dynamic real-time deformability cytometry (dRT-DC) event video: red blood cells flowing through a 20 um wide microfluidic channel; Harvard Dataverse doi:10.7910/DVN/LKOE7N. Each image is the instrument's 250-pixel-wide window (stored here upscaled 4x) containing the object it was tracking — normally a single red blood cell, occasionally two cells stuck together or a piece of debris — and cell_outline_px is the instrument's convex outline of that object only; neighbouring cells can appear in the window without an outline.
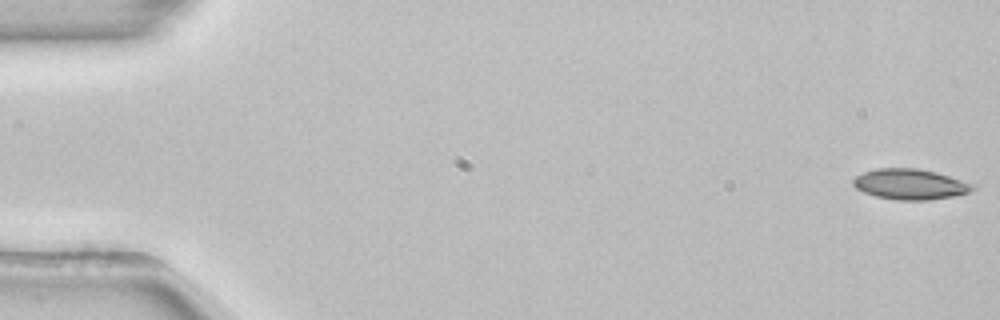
{"species": "common noctule bat (a hibernating species)", "species_latin": "Nyctalus noctula", "temperature_condition": "room temperature", "stored_images_in_passage": 53, "camera_frame_rate_fps": 3000, "um_per_image_px": 0.085, "animal": {"sex": "female", "body_mass_g": 22.7, "forearm_length_mm": 54.2}, "frame": {"image": 1, "passage_image": 1, "time_ms": 0.0, "image_size_px": [1000, 320], "cell_outline_px": [[976, 188], [968, 192], [952, 196], [928, 200], [896, 200], [876, 196], [864, 192], [856, 188], [852, 184], [852, 180], [856, 176], [864, 172], [876, 168], [916, 168], [936, 172], [976, 184]], "centroid_in_image_um": [77.36, 15.65], "position_along_channel_um": 7.6, "area_um2": 21.27}}
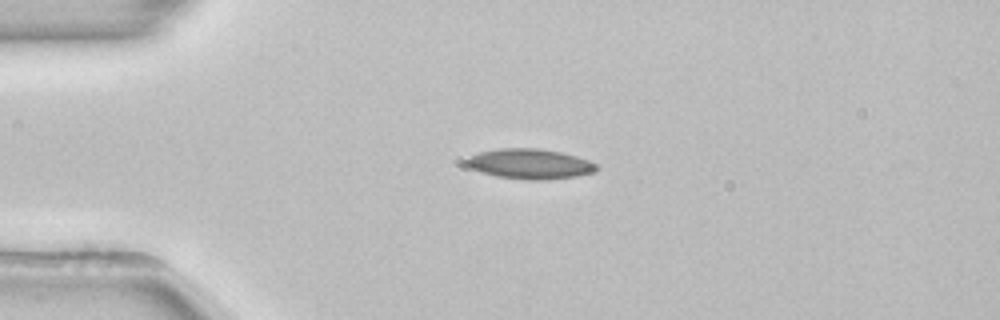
{"frame": {"image": 2, "passage_image": 13, "time_ms": 4.0, "image_size_px": [1000, 320], "cell_outline_px": [[600, 168], [596, 172], [576, 176], [548, 180], [528, 180], [496, 176], [472, 168], [468, 164], [468, 156], [480, 152], [496, 148], [540, 148], [560, 152], [576, 156], [588, 160], [596, 164]], "centroid_in_image_um": [45.1, 13.93], "position_along_channel_um": 39.9, "area_um2": 22.77}}
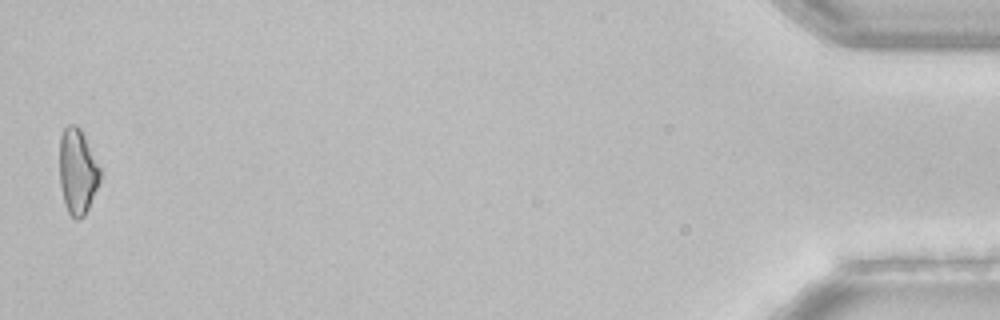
{"frame": {"image": 3, "passage_image": 53, "time_ms": 17.333, "image_size_px": [1000, 320], "cell_outline_px": [[100, 180], [88, 208], [84, 216], [76, 220], [68, 212], [64, 200], [60, 184], [60, 136], [64, 128], [68, 124], [76, 124], [80, 128], [100, 168]], "centroid_in_image_um": [6.58, 14.56], "position_along_channel_um": 428.6, "area_um2": 19.88}, "authors_computed_cell_mechanics": {"area_um2": 21.097, "velocity_mm_per_s": 3.8638, "shape_relaxation_time_tau1_ms": 5.3539, "shape_relaxation_time_tau2_ms": null, "deformation_change_tau1": 0.1159, "deformation_change_tau2": null}}